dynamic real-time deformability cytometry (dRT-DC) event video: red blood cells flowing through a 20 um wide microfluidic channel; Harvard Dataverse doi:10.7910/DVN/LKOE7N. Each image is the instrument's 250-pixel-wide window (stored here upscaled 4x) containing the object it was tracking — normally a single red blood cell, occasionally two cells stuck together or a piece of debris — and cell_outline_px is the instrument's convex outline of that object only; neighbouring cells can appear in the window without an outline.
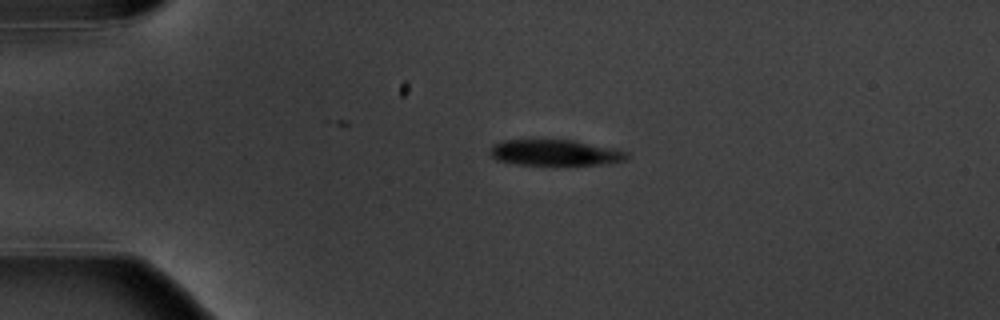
{"species": "common noctule bat (a hibernating species)", "species_latin": "Nyctalus noctula", "temperature_condition": "warm", "stored_images_in_passage": 2, "camera_frame_rate_fps": 3000, "um_per_image_px": 0.085, "animal": {"sex": "male", "body_mass_g": 20.1, "forearm_length_mm": 53.5}, "frame": {"image": 1, "passage_image": 1, "time_ms": 0.0, "image_size_px": [1000, 320], "cell_outline_px": [[628, 156], [624, 160], [608, 164], [564, 168], [552, 168], [520, 164], [496, 160], [488, 152], [488, 148], [492, 144], [500, 140], [572, 140], [612, 148], [628, 152]], "centroid_in_image_um": [47.15, 13.04], "position_along_channel_um": 37.8, "area_um2": 21.91}}